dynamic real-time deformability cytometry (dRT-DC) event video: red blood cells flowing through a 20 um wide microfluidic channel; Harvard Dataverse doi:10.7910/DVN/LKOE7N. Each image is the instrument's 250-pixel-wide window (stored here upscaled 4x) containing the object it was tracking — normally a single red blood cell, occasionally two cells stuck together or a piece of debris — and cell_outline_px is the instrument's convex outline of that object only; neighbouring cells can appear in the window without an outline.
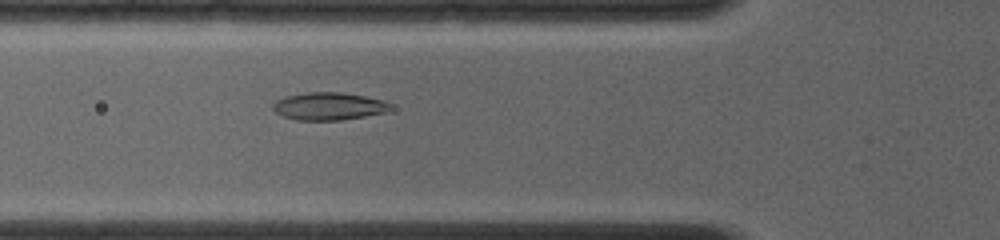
{"species": "common noctule bat (a hibernating species)", "species_latin": "Nyctalus noctula", "temperature_condition": "room temperature", "stored_images_in_passage": 41, "camera_frame_rate_fps": 4000, "um_per_image_px": 0.085, "animal": {"sex": "female", "body_mass_g": 19.0, "forearm_length_mm": 56.7}, "frame": {"image": 1, "passage_image": 12, "time_ms": 2.75, "image_size_px": [1000, 240], "cell_outline_px": [[388, 108], [384, 112], [364, 116], [340, 120], [296, 120], [284, 116], [276, 112], [272, 108], [272, 104], [276, 100], [288, 96], [304, 92], [340, 92], [364, 96], [384, 100], [388, 104]], "centroid_in_image_um": [27.88, 9.02], "position_along_channel_um": 97.9, "area_um2": 18.61}}
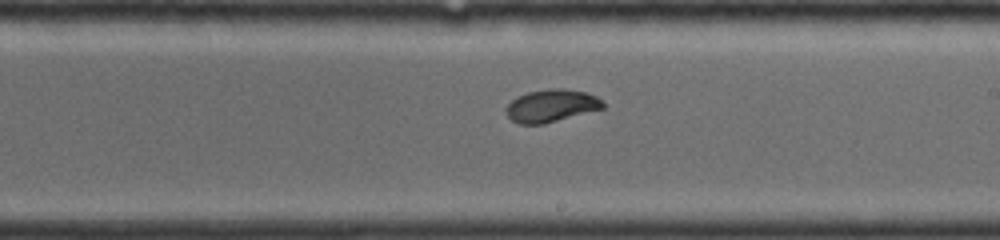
{"frame": {"image": 2, "passage_image": 26, "time_ms": 6.25, "image_size_px": [1000, 240], "cell_outline_px": [[604, 108], [544, 124], [520, 124], [512, 120], [508, 116], [508, 104], [516, 96], [528, 92], [552, 88], [564, 88], [588, 92], [596, 96], [604, 104]], "centroid_in_image_um": [46.89, 8.97], "position_along_channel_um": 242.1, "area_um2": 18.26}}
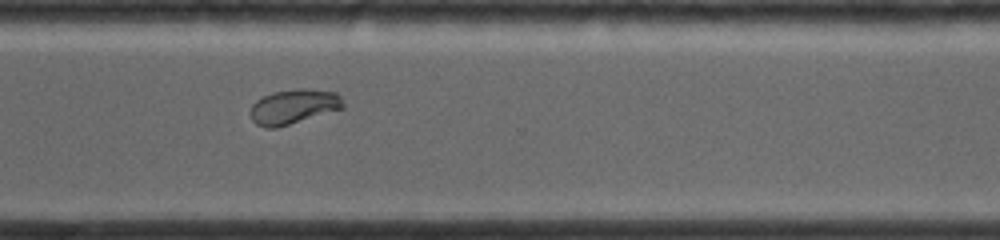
{"frame": {"image": 3, "passage_image": 36, "time_ms": 8.75, "image_size_px": [1000, 240], "cell_outline_px": [[344, 108], [276, 128], [264, 128], [256, 124], [252, 120], [248, 112], [252, 104], [256, 100], [272, 92], [304, 88], [336, 92], [340, 96], [344, 104]], "centroid_in_image_um": [24.92, 9.07], "position_along_channel_um": 345.7, "area_um2": 18.84}, "authors_computed_cell_mechanics": {"area_um2": 18.5538, "velocity_mm_per_s": 4.1283, "shape_relaxation_time_tau1_ms": 8.8732, "shape_relaxation_time_tau2_ms": null, "deformation_change_tau1": 0.2223, "deformation_change_tau2": null}}